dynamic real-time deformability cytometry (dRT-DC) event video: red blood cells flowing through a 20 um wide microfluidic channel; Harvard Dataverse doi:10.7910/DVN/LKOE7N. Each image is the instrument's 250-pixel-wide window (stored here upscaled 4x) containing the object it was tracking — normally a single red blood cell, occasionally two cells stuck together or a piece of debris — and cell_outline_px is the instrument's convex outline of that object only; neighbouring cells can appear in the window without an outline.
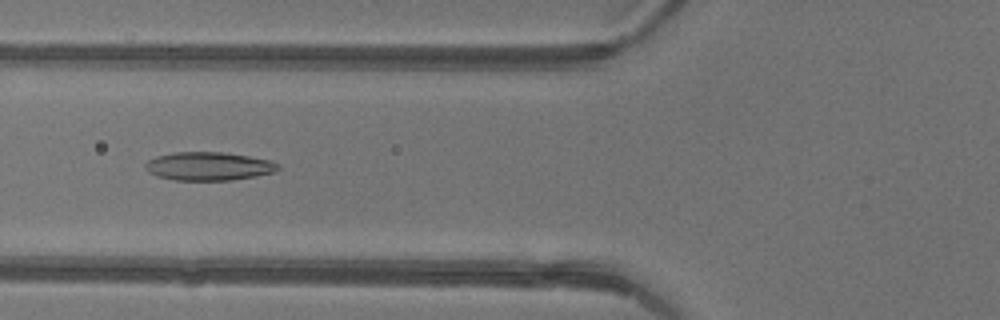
{"species": "common noctule bat (a hibernating species)", "species_latin": "Nyctalus noctula", "temperature_condition": "warm", "stored_images_in_passage": 30, "camera_frame_rate_fps": 3000, "um_per_image_px": 0.085, "animal": {"sex": "female"}, "frame": {"image": 1, "passage_image": 7, "time_ms": 2.0, "image_size_px": [1000, 320], "cell_outline_px": [[280, 168], [272, 172], [256, 176], [232, 180], [176, 180], [156, 176], [148, 172], [144, 168], [144, 164], [148, 160], [156, 156], [176, 152], [220, 152], [248, 156], [272, 160], [280, 164]], "centroid_in_image_um": [17.72, 14.13], "position_along_channel_um": 108.1, "area_um2": 22.02}}
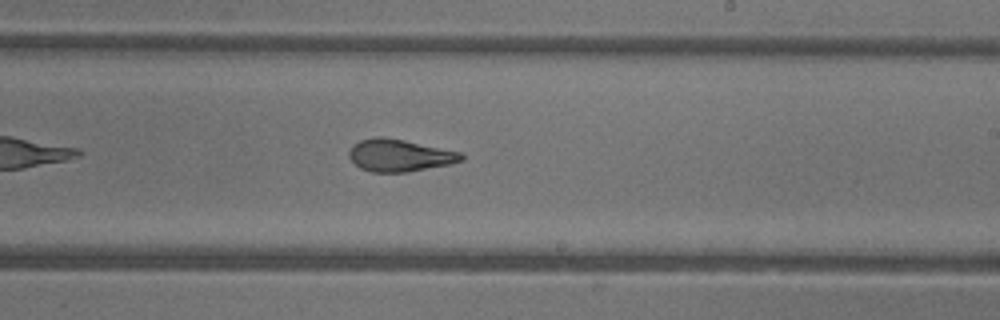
{"frame": {"image": 2, "passage_image": 17, "time_ms": 5.333, "image_size_px": [1000, 320], "cell_outline_px": [[464, 160], [452, 164], [404, 172], [372, 172], [360, 168], [348, 156], [348, 152], [352, 144], [360, 140], [376, 136], [380, 136], [404, 140], [460, 152], [464, 156]], "centroid_in_image_um": [33.94, 13.2], "position_along_channel_um": 255.1, "area_um2": 21.04}}
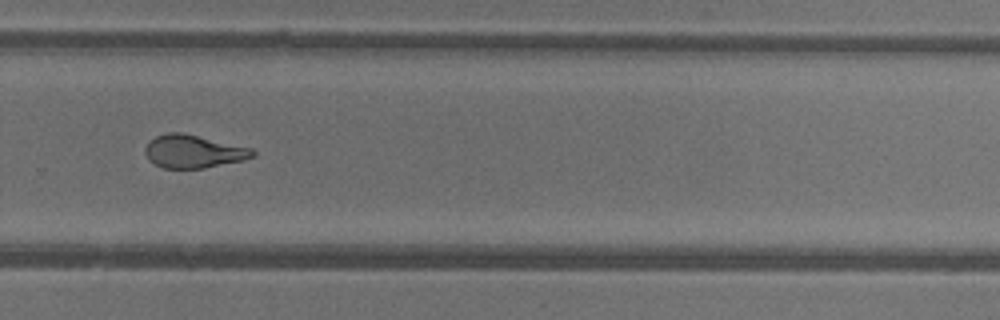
{"frame": {"image": 3, "passage_image": 21, "time_ms": 6.667, "image_size_px": [1000, 320], "cell_outline_px": [[256, 156], [244, 160], [204, 168], [164, 168], [148, 160], [144, 152], [144, 148], [156, 136], [168, 132], [180, 132], [252, 148], [256, 152]], "centroid_in_image_um": [16.45, 12.88], "position_along_channel_um": 313.3, "area_um2": 20.58}, "authors_computed_cell_mechanics": {"area_um2": 21.2704, "velocity_mm_per_s": 4.4062, "shape_relaxation_time_tau1_ms": 5.074, "shape_relaxation_time_tau2_ms": 1.6686, "deformation_change_tau1": 0.1842, "deformation_change_tau2": 0.0856}}